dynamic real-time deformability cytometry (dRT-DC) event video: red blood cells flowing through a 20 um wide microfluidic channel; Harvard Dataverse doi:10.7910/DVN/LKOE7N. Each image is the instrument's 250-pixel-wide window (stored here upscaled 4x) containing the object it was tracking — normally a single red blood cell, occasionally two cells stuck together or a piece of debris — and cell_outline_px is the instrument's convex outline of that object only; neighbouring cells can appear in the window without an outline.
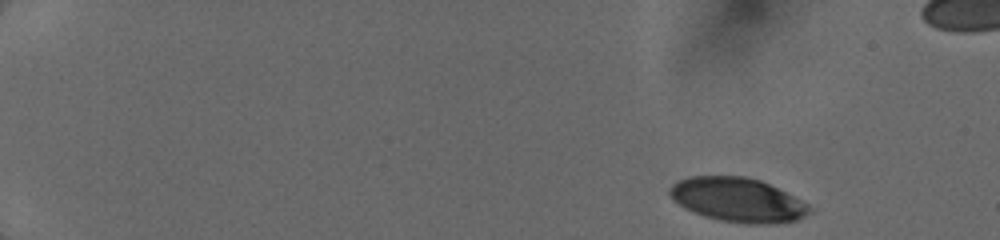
{"species": "human", "species_latin": "Homo sapiens", "temperature_condition": "cold", "stored_images_in_passage": 7, "camera_frame_rate_fps": 3000, "um_per_image_px": 0.085, "donor": {"sex": "female"}, "frame": {"image": 1, "passage_image": 1, "time_ms": 0.0, "image_size_px": [1000, 240], "cell_outline_px": [[812, 212], [796, 220], [772, 224], [744, 224], [720, 220], [704, 216], [672, 200], [668, 192], [668, 188], [672, 184], [688, 176], [744, 176], [760, 180], [808, 204], [812, 208]], "centroid_in_image_um": [62.69, 16.99], "position_along_channel_um": 22.3, "area_um2": 35.72}}
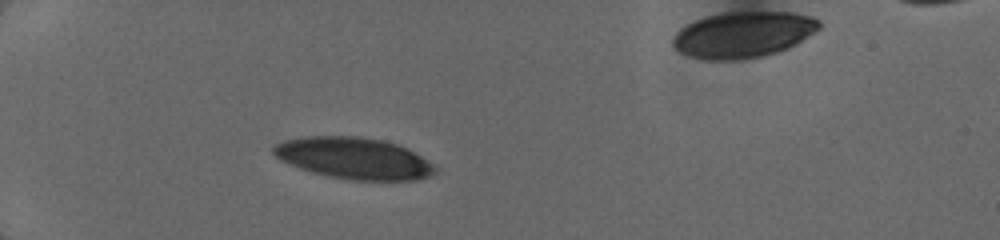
{"frame": {"image": 2, "passage_image": 5, "time_ms": 3.667, "image_size_px": [1000, 240], "cell_outline_px": [[440, 168], [432, 176], [416, 180], [352, 180], [328, 176], [312, 172], [300, 168], [280, 160], [272, 152], [272, 148], [276, 144], [284, 140], [304, 136], [360, 136], [384, 140], [408, 148], [436, 164]], "centroid_in_image_um": [30.15, 13.45], "position_along_channel_um": 54.9, "area_um2": 39.54}}